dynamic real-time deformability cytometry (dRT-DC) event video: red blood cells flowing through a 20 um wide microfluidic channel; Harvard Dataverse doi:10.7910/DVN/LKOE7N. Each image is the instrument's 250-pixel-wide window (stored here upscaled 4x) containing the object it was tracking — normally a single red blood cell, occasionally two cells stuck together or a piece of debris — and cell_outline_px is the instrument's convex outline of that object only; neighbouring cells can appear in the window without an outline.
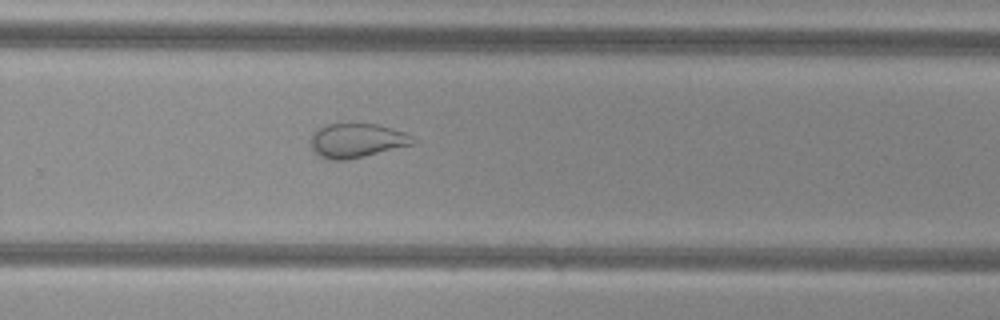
{"species": "common noctule bat (a hibernating species)", "species_latin": "Nyctalus noctula", "temperature_condition": "cold", "stored_images_in_passage": 34, "camera_frame_rate_fps": 3000, "um_per_image_px": 0.085, "animal": {"sex": "female", "body_mass_g": 29.2, "forearm_length_mm": 56.3}, "frame": {"image": 1, "passage_image": 20, "time_ms": 6.333, "image_size_px": [1000, 320], "cell_outline_px": [[420, 140], [412, 144], [348, 160], [332, 160], [320, 156], [312, 148], [308, 140], [312, 132], [316, 128], [324, 124], [376, 124], [392, 128], [404, 132]], "centroid_in_image_um": [30.29, 11.93], "position_along_channel_um": 299.5, "area_um2": 20.52}, "authors_computed_cell_mechanics": {"area_um2": 24.2182, "velocity_mm_per_s": 3.8221, "shape_relaxation_time_tau1_ms": null, "shape_relaxation_time_tau2_ms": 1.2108, "deformation_change_tau1": null, "deformation_change_tau2": 0.0798}}